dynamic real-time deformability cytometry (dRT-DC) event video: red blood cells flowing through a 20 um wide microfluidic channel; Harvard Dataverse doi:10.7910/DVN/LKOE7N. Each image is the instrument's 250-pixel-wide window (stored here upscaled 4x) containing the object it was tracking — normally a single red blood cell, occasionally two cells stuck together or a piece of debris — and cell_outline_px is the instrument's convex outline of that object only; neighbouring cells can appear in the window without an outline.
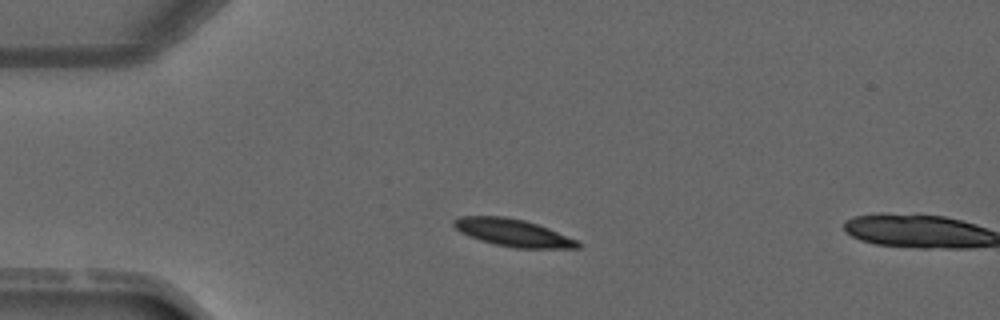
{"species": "common noctule bat (a hibernating species)", "species_latin": "Nyctalus noctula", "temperature_condition": "warm", "stored_images_in_passage": 2, "camera_frame_rate_fps": 3000, "um_per_image_px": 0.085, "animal": {"sex": "male", "forearm_length_mm": 52.5}, "frame": {"image": 1, "passage_image": 1, "time_ms": 0.0, "image_size_px": [1000, 320], "cell_outline_px": [[580, 248], [516, 248], [496, 244], [480, 240], [468, 236], [460, 232], [452, 224], [452, 220], [460, 216], [504, 216], [524, 220], [548, 228], [576, 240], [580, 244]], "centroid_in_image_um": [43.55, 19.77], "position_along_channel_um": 41.4, "area_um2": 19.59}}